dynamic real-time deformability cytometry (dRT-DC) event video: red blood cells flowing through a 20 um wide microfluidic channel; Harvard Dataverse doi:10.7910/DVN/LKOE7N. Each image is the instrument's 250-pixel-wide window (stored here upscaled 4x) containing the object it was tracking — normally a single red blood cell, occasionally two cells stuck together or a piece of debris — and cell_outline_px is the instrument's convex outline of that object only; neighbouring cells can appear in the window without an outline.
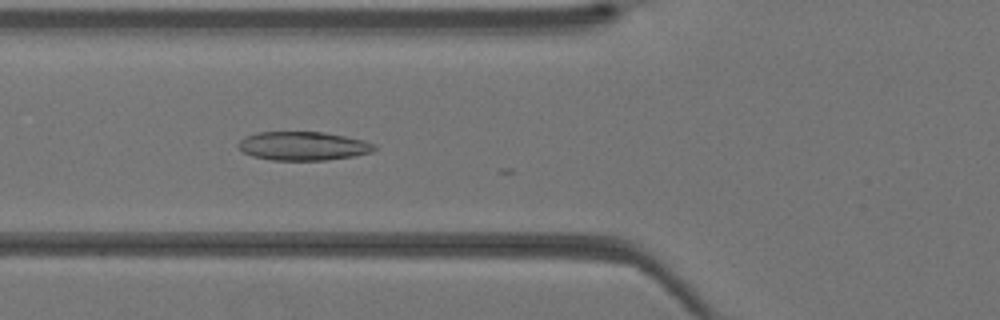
{"species": "Egyptian fruit bat (a non-hibernating species)", "species_latin": "Rousettus aegyptiacus", "temperature_condition": "warm", "stored_images_in_passage": 28, "camera_frame_rate_fps": 3000, "um_per_image_px": 0.085, "animal": {"sex": "female"}, "frame": {"image": 1, "passage_image": 9, "time_ms": 2.667, "image_size_px": [1000, 320], "cell_outline_px": [[376, 148], [372, 152], [352, 156], [328, 160], [272, 160], [252, 156], [244, 152], [240, 148], [240, 140], [244, 136], [256, 132], [324, 132], [364, 140], [376, 144]], "centroid_in_image_um": [25.78, 12.4], "position_along_channel_um": 100.0, "area_um2": 22.72}}
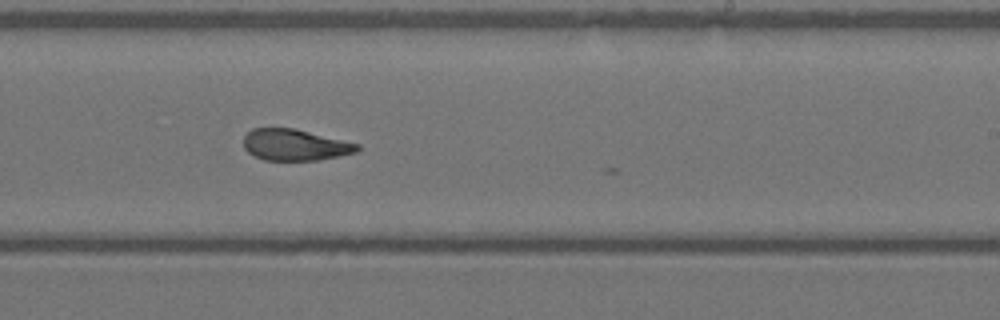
{"frame": {"image": 2, "passage_image": 19, "time_ms": 6.0, "image_size_px": [1000, 320], "cell_outline_px": [[360, 148], [356, 152], [320, 160], [264, 160], [248, 152], [244, 148], [244, 136], [252, 128], [292, 128], [360, 144]], "centroid_in_image_um": [25.06, 12.32], "position_along_channel_um": 263.9, "area_um2": 20.58}}
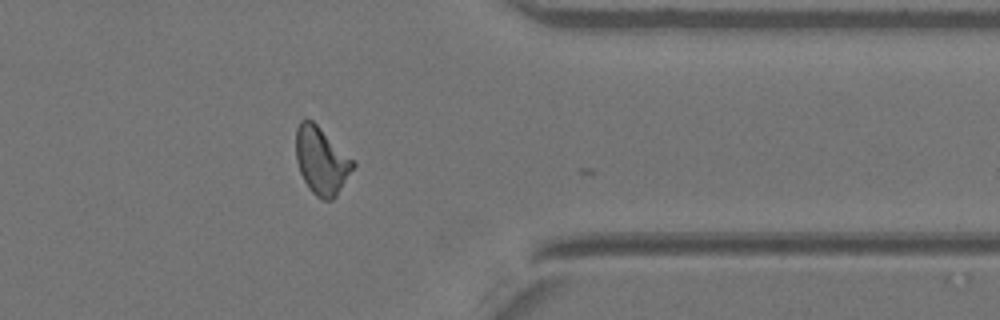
{"frame": {"image": 3, "passage_image": 27, "time_ms": 8.667, "image_size_px": [1000, 320], "cell_outline_px": [[356, 164], [336, 196], [332, 200], [324, 200], [316, 196], [308, 188], [300, 172], [296, 160], [296, 128], [300, 120], [312, 120], [356, 160]], "centroid_in_image_um": [27.34, 13.65], "position_along_channel_um": 384.1, "area_um2": 22.54}}